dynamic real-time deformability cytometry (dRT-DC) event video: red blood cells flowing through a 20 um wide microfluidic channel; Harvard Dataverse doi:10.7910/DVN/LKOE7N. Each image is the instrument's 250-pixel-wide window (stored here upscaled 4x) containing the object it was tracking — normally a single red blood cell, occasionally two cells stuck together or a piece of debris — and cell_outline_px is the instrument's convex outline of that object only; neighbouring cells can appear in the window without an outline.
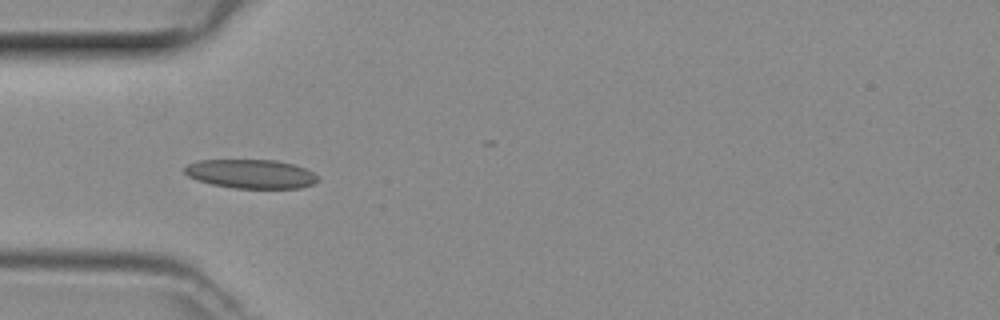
{"species": "common noctule bat (a hibernating species)", "species_latin": "Nyctalus noctula", "temperature_condition": "room temperature", "stored_images_in_passage": 16, "camera_frame_rate_fps": 3000, "um_per_image_px": 0.085, "animal": {"sex": "female", "body_mass_g": 29.2, "forearm_length_mm": 56.3}, "frame": {"image": 1, "passage_image": 1, "time_ms": 0.0, "image_size_px": [1000, 320], "cell_outline_px": [[320, 180], [312, 184], [300, 188], [232, 188], [212, 184], [196, 180], [188, 176], [184, 172], [184, 168], [188, 164], [200, 160], [276, 160], [292, 164], [304, 168], [312, 172]], "centroid_in_image_um": [21.31, 14.78], "position_along_channel_um": 63.7, "area_um2": 22.43}}
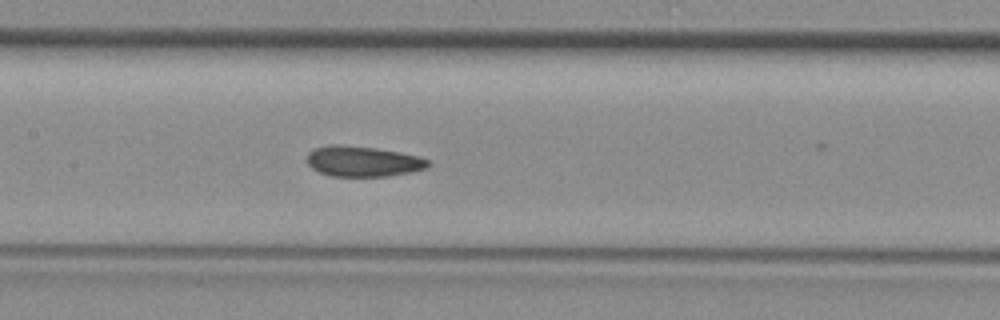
{"frame": {"image": 2, "passage_image": 9, "time_ms": 2.667, "image_size_px": [1000, 320], "cell_outline_px": [[432, 164], [428, 168], [412, 172], [388, 176], [332, 176], [320, 172], [312, 168], [308, 164], [308, 152], [312, 148], [328, 144], [340, 144], [376, 148], [400, 152], [420, 156], [428, 160]], "centroid_in_image_um": [30.87, 13.7], "position_along_channel_um": 176.5, "area_um2": 21.79}}
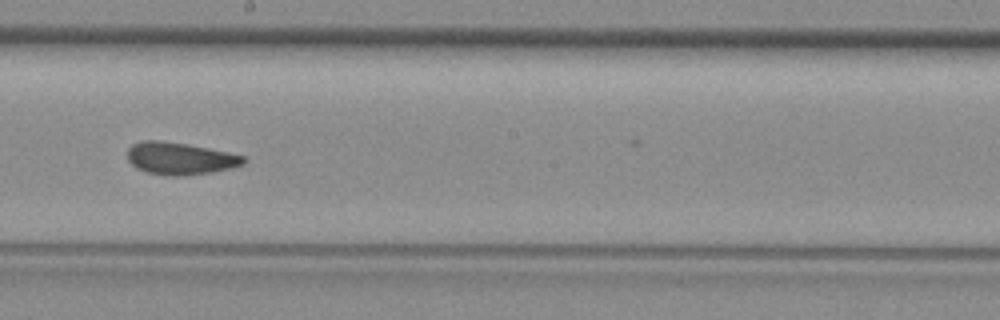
{"frame": {"image": 3, "passage_image": 13, "time_ms": 4.0, "image_size_px": [1000, 320], "cell_outline_px": [[248, 160], [244, 164], [232, 168], [212, 172], [184, 176], [168, 176], [148, 172], [136, 168], [128, 160], [128, 148], [132, 144], [144, 140], [160, 140], [188, 144], [228, 152], [244, 156]], "centroid_in_image_um": [15.32, 13.47], "position_along_channel_um": 232.9, "area_um2": 21.96}}